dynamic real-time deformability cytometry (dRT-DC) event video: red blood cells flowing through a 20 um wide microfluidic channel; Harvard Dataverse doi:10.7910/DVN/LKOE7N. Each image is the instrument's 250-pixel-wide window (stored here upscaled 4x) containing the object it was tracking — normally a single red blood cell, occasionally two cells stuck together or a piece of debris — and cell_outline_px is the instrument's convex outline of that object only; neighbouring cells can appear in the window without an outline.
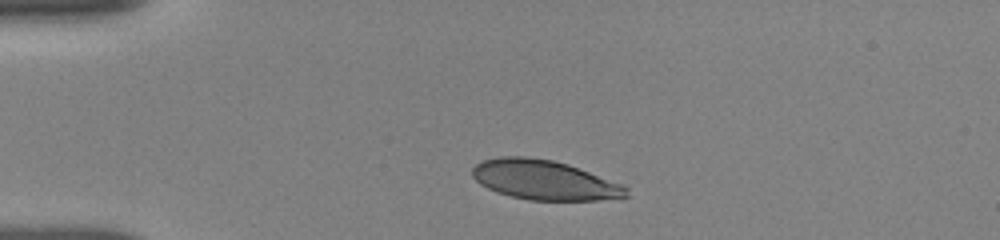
{"species": "human", "species_latin": "Homo sapiens", "temperature_condition": "room temperature", "stored_images_in_passage": 25, "camera_frame_rate_fps": 3000, "um_per_image_px": 0.085, "donor": {"sex": "female"}, "frame": {"image": 1, "passage_image": 1, "time_ms": 0.0, "image_size_px": [1000, 240], "cell_outline_px": [[628, 196], [596, 200], [528, 200], [496, 192], [480, 184], [472, 176], [472, 168], [476, 164], [484, 160], [500, 156], [524, 156], [552, 160], [568, 164], [624, 184], [628, 188]], "centroid_in_image_um": [46.27, 15.29], "position_along_channel_um": 38.7, "area_um2": 35.55}}
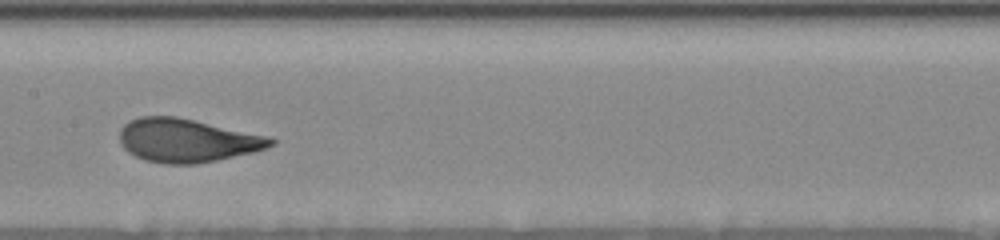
{"frame": {"image": 2, "passage_image": 14, "time_ms": 5.0, "image_size_px": [1000, 240], "cell_outline_px": [[276, 144], [252, 152], [216, 160], [196, 164], [164, 164], [144, 160], [128, 152], [124, 148], [120, 140], [120, 128], [128, 120], [140, 116], [176, 116], [196, 120], [272, 136], [276, 140]], "centroid_in_image_um": [15.91, 11.92], "position_along_channel_um": 191.5, "area_um2": 38.61}}
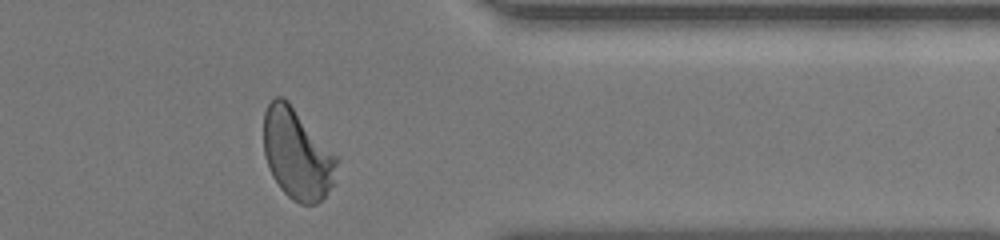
{"frame": {"image": 3, "passage_image": 24, "time_ms": 10.333, "image_size_px": [1000, 240], "cell_outline_px": [[340, 160], [332, 184], [324, 196], [316, 204], [300, 204], [292, 200], [280, 188], [272, 176], [268, 168], [264, 156], [264, 112], [268, 104], [276, 96], [280, 96], [288, 100], [340, 156]], "centroid_in_image_um": [25.28, 13.07], "position_along_channel_um": 386.1, "area_um2": 39.3}, "authors_computed_cell_mechanics": {"area_um2": 38.0902, "velocity_mm_per_s": 3.8262, "shape_relaxation_time_tau1_ms": 2.6626, "shape_relaxation_time_tau2_ms": null, "deformation_change_tau1": 0.1488, "deformation_change_tau2": null}}